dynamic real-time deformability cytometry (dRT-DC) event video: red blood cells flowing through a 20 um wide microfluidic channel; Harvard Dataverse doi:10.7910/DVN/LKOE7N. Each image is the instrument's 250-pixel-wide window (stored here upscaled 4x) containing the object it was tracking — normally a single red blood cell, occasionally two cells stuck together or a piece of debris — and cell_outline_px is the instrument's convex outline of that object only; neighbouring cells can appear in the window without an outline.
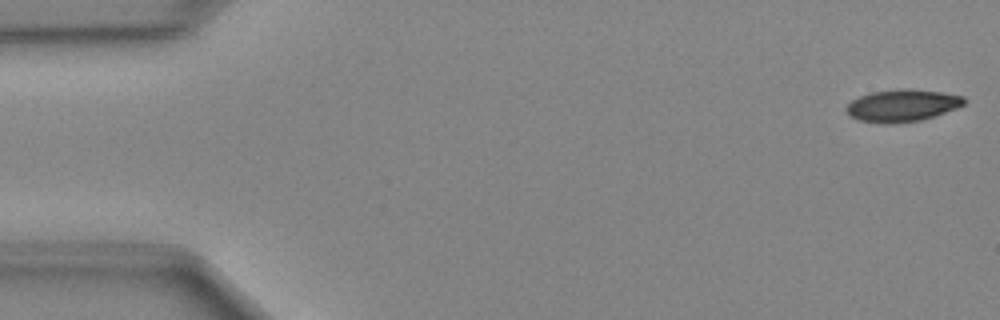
{"species": "Egyptian fruit bat (a non-hibernating species)", "species_latin": "Rousettus aegyptiacus", "temperature_condition": "cold", "stored_images_in_passage": 7, "segment_of_instrument_passage": [1, 2], "camera_frame_rate_fps": 3000, "um_per_image_px": 0.085, "animal": {"sex": "female"}, "frame": {"image": 1, "passage_image": 1, "time_ms": 0.0, "image_size_px": [1000, 320], "cell_outline_px": [[968, 100], [964, 104], [956, 108], [920, 120], [888, 124], [884, 124], [860, 120], [848, 116], [844, 108], [852, 100], [860, 96], [872, 92], [904, 88], [940, 92], [964, 96]], "centroid_in_image_um": [76.66, 8.97], "position_along_channel_um": 8.3, "area_um2": 21.96}}